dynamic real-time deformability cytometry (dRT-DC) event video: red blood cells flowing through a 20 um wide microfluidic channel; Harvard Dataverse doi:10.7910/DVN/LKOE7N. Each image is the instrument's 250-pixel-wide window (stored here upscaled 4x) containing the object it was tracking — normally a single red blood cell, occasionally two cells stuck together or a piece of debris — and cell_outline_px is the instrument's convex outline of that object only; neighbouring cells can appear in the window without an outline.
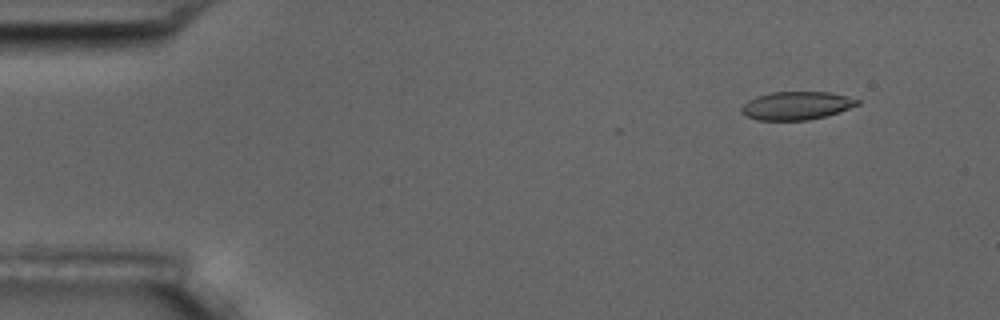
{"species": "common noctule bat (a hibernating species)", "species_latin": "Nyctalus noctula", "temperature_condition": "room temperature", "stored_images_in_passage": 5, "camera_frame_rate_fps": 3000, "um_per_image_px": 0.085, "animal": {"sex": "male", "body_mass_g": 17.5, "forearm_length_mm": 52.3}, "frame": {"image": 1, "passage_image": 2, "time_ms": 1.0, "image_size_px": [1000, 320], "cell_outline_px": [[860, 104], [824, 116], [808, 120], [756, 120], [740, 112], [740, 108], [748, 100], [756, 96], [772, 92], [828, 92], [860, 100]], "centroid_in_image_um": [67.65, 8.98], "position_along_channel_um": 17.4, "area_um2": 18.79}}